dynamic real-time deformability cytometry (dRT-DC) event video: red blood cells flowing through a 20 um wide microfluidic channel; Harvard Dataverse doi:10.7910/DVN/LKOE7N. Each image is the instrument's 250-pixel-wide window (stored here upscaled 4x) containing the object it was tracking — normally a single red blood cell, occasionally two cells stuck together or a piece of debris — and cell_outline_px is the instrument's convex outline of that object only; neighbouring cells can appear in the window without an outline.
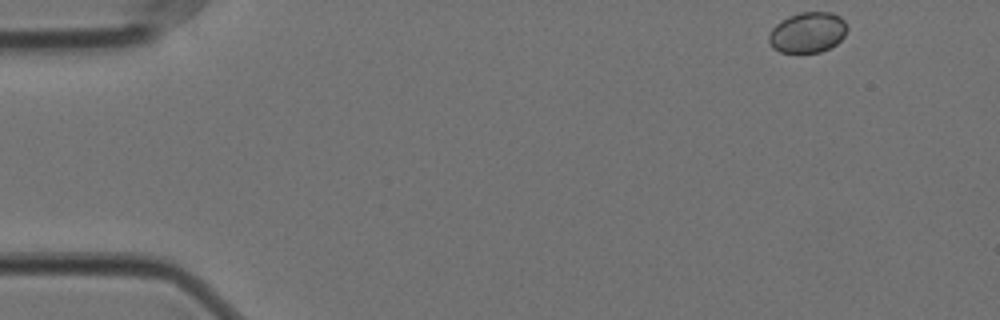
{"species": "Egyptian fruit bat (a non-hibernating species)", "species_latin": "Rousettus aegyptiacus", "temperature_condition": "cold", "stored_images_in_passage": 54, "camera_frame_rate_fps": 3000, "um_per_image_px": 0.085, "animal": {"sex": "female"}, "frame": {"image": 1, "passage_image": 1, "time_ms": 0.0, "image_size_px": [1000, 320], "cell_outline_px": [[848, 28], [844, 36], [836, 44], [820, 52], [780, 52], [772, 48], [768, 40], [768, 36], [772, 28], [780, 20], [788, 16], [800, 12], [832, 12], [840, 16], [844, 20]], "centroid_in_image_um": [68.64, 2.74], "position_along_channel_um": 16.4, "area_um2": 18.61}}
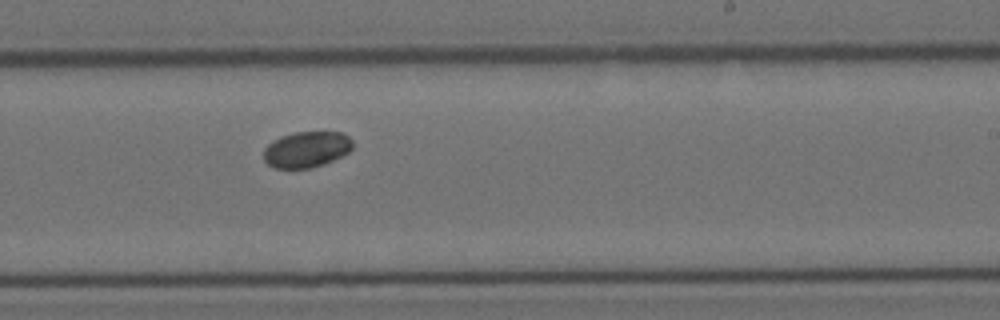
{"frame": {"image": 2, "passage_image": 31, "time_ms": 10.0, "image_size_px": [1000, 320], "cell_outline_px": [[352, 148], [348, 152], [324, 164], [312, 168], [272, 168], [264, 160], [264, 148], [272, 140], [280, 136], [296, 132], [344, 132], [352, 140]], "centroid_in_image_um": [26.03, 12.7], "position_along_channel_um": 263.0, "area_um2": 18.73}}
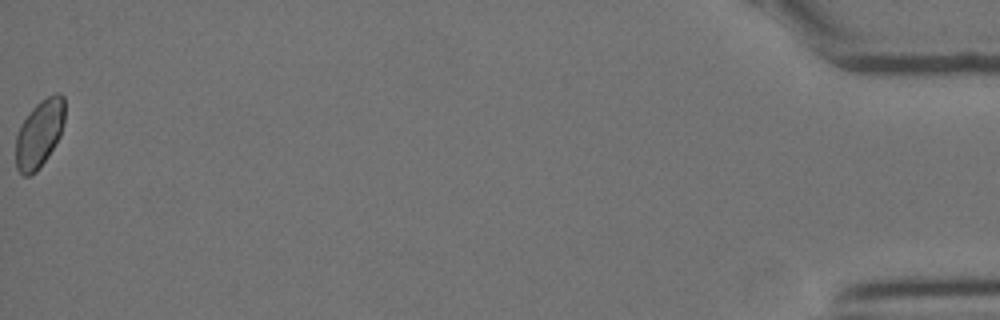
{"frame": {"image": 3, "passage_image": 54, "time_ms": 17.667, "image_size_px": [1000, 320], "cell_outline_px": [[64, 120], [60, 136], [48, 156], [36, 172], [28, 176], [24, 176], [16, 168], [16, 136], [20, 124], [32, 108], [40, 100], [56, 92], [60, 92], [64, 96]], "centroid_in_image_um": [3.35, 11.34], "position_along_channel_um": 431.9, "area_um2": 19.36}}